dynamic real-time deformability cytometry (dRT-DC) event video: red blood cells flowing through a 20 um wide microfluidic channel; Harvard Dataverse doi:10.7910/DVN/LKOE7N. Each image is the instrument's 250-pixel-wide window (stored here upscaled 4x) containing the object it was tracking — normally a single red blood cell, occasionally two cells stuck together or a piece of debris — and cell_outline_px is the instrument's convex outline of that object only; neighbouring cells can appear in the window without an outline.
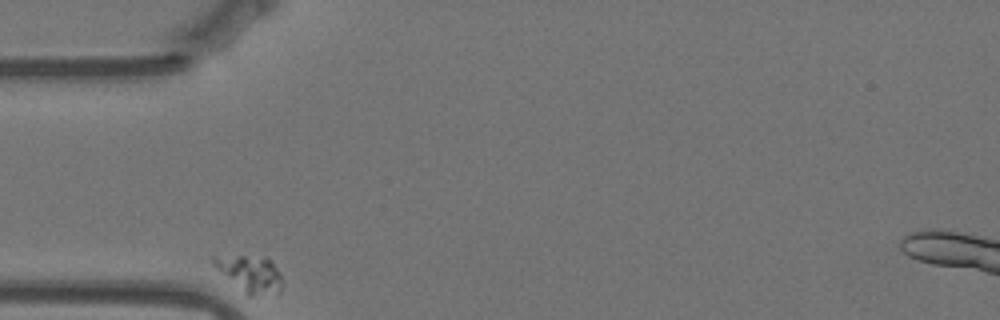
{"species": "Egyptian fruit bat (a non-hibernating species)", "species_latin": "Rousettus aegyptiacus", "temperature_condition": "warm", "stored_images_in_passage": 33, "camera_frame_rate_fps": 3000, "um_per_image_px": 0.085, "animal": {"sex": "female"}, "frame": {"image": 1, "passage_image": 1, "time_ms": 0.0, "image_size_px": [1000, 320], "cell_outline_px": [[280, 292], [276, 296], [248, 296], [212, 264], [212, 256], [268, 256], [272, 260], [280, 272]], "centroid_in_image_um": [21.31, 23.28], "position_along_channel_um": 63.7, "area_um2": 14.8}}
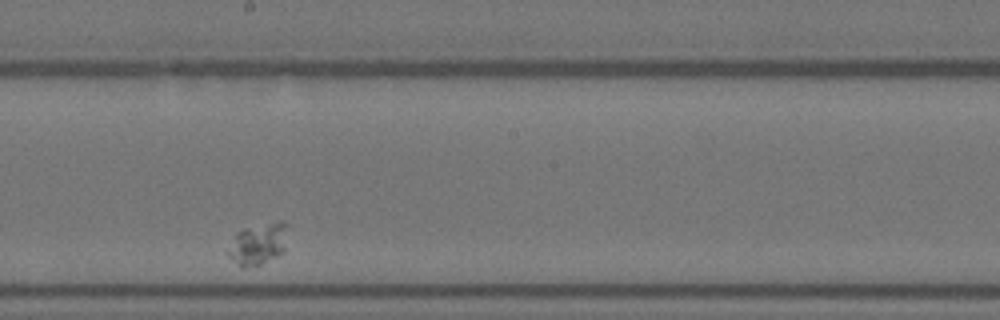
{"frame": {"image": 2, "passage_image": 19, "time_ms": 6.0, "image_size_px": [1000, 320], "cell_outline_px": [[288, 224], [284, 252], [260, 264], [240, 264], [228, 256], [228, 252], [236, 232], [244, 228], [280, 220], [284, 220]], "centroid_in_image_um": [22.01, 20.65], "position_along_channel_um": 226.2, "area_um2": 13.99}}
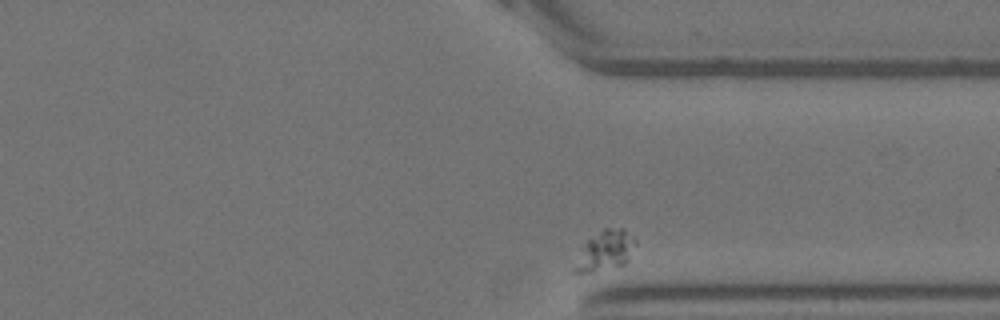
{"frame": {"image": 3, "passage_image": 33, "time_ms": 10.667, "image_size_px": [1000, 320], "cell_outline_px": [[636, 244], [628, 260], [624, 264], [588, 272], [572, 272], [588, 240], [604, 228], [624, 228], [636, 240]], "centroid_in_image_um": [51.52, 21.28], "position_along_channel_um": 359.9, "area_um2": 13.41}}